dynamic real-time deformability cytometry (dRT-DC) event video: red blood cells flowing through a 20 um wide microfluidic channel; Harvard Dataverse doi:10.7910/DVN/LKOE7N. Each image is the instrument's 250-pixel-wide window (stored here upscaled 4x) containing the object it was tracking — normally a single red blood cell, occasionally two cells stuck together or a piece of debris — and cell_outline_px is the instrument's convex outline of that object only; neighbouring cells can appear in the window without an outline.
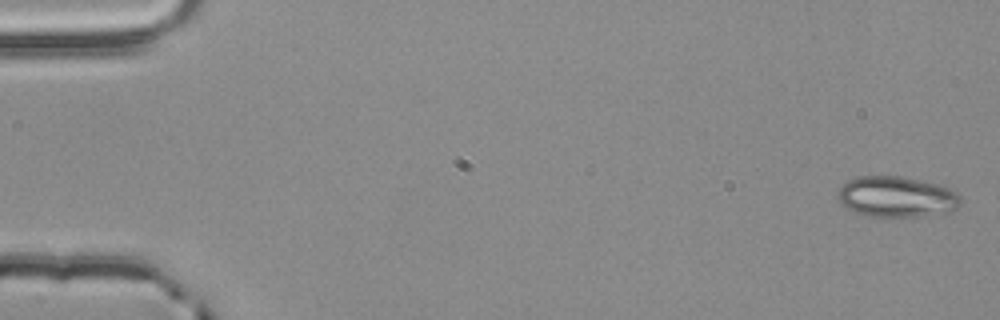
{"species": "common noctule bat (a hibernating species)", "species_latin": "Nyctalus noctula", "temperature_condition": "room temperature", "stored_images_in_passage": 3, "camera_frame_rate_fps": 3000, "um_per_image_px": 0.085, "animal": {"sex": "male", "body_mass_g": 20.4}, "frame": {"image": 1, "passage_image": 1, "time_ms": 0.0, "image_size_px": [1000, 320], "cell_outline_px": [[960, 204], [956, 208], [948, 212], [920, 216], [864, 216], [844, 208], [840, 204], [836, 196], [840, 188], [848, 180], [860, 176], [900, 176], [920, 180], [936, 184], [948, 188], [956, 192], [960, 196]], "centroid_in_image_um": [76.16, 16.73], "position_along_channel_um": 8.8, "area_um2": 29.19}}